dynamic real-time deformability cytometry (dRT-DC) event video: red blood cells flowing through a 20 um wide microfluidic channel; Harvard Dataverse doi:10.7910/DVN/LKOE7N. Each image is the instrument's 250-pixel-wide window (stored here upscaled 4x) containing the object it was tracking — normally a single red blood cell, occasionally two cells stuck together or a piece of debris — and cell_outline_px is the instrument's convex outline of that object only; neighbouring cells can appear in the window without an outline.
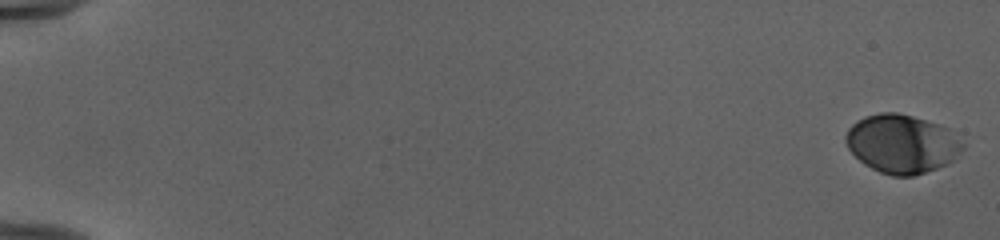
{"species": "human", "species_latin": "Homo sapiens", "temperature_condition": "cold", "stored_images_in_passage": 54, "camera_frame_rate_fps": 3000, "um_per_image_px": 0.085, "donor": {"sex": "female"}, "frame": {"image": 1, "passage_image": 1, "time_ms": 0.0, "image_size_px": [1000, 240], "cell_outline_px": [[964, 148], [948, 164], [912, 176], [892, 176], [880, 172], [864, 164], [848, 148], [844, 140], [844, 136], [848, 128], [856, 120], [864, 116], [880, 112], [896, 112], [912, 116], [940, 124], [948, 128], [964, 144]], "centroid_in_image_um": [76.63, 12.21], "position_along_channel_um": 8.4, "area_um2": 40.0}}
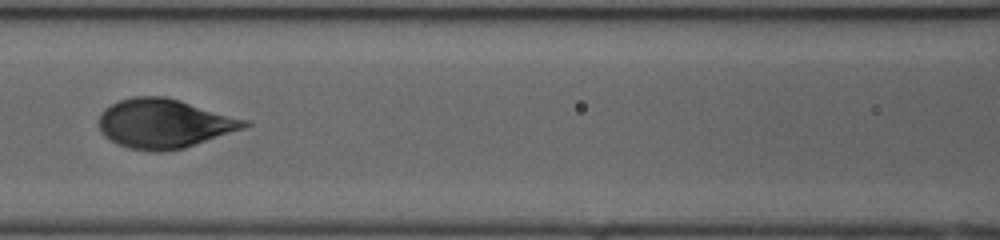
{"frame": {"image": 2, "passage_image": 27, "time_ms": 8.667, "image_size_px": [1000, 240], "cell_outline_px": [[252, 124], [244, 128], [184, 148], [168, 152], [148, 152], [128, 148], [116, 144], [104, 136], [100, 132], [100, 112], [104, 108], [120, 100], [132, 96], [168, 96], [248, 120]], "centroid_in_image_um": [13.94, 10.51], "position_along_channel_um": 152.7, "area_um2": 42.14}}
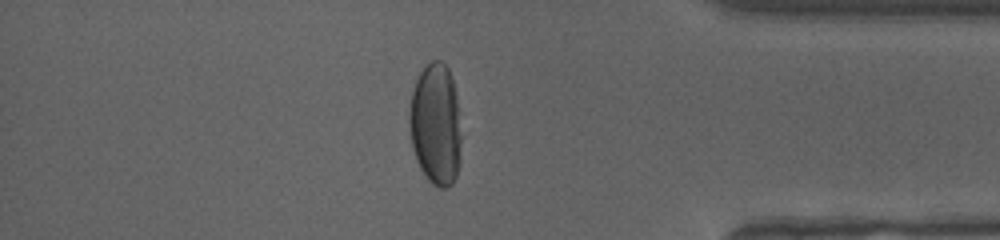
{"frame": {"image": 3, "passage_image": 47, "time_ms": 15.333, "image_size_px": [1000, 240], "cell_outline_px": [[460, 160], [456, 176], [452, 184], [448, 188], [440, 188], [432, 184], [428, 180], [420, 168], [416, 160], [412, 148], [408, 120], [408, 116], [412, 92], [416, 80], [420, 72], [432, 60], [440, 60], [448, 68], [456, 92], [460, 136]], "centroid_in_image_um": [37.02, 10.6], "position_along_channel_um": 398.2, "area_um2": 36.93}, "authors_computed_cell_mechanics": {"area_um2": 40.8935, "velocity_mm_per_s": 3.9674, "shape_relaxation_time_tau1_ms": 3.5121, "shape_relaxation_time_tau2_ms": null, "deformation_change_tau1": 0.1826, "deformation_change_tau2": null}}